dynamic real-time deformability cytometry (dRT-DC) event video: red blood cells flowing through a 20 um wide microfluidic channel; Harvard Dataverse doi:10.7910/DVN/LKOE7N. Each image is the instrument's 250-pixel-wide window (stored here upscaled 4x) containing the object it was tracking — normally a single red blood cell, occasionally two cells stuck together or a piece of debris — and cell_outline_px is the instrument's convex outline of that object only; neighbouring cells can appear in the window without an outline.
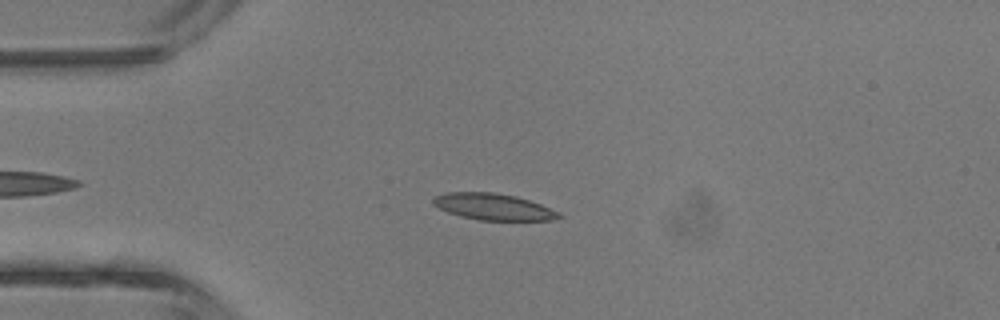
{"species": "common noctule bat (a hibernating species)", "species_latin": "Nyctalus noctula", "temperature_condition": "room temperature", "stored_images_in_passage": 39, "camera_frame_rate_fps": 3000, "um_per_image_px": 0.085, "animal": {"sex": "male", "body_mass_g": 13.3}, "frame": {"image": 1, "passage_image": 10, "time_ms": 3.0, "image_size_px": [1000, 320], "cell_outline_px": [[564, 216], [548, 220], [480, 220], [460, 216], [448, 212], [432, 204], [432, 196], [448, 192], [492, 192], [516, 196], [540, 204], [560, 212]], "centroid_in_image_um": [41.91, 17.57], "position_along_channel_um": 43.1, "area_um2": 19.36}}
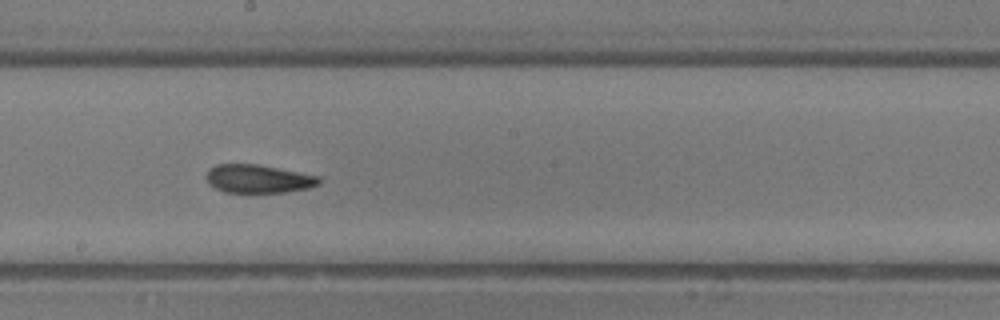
{"frame": {"image": 2, "passage_image": 23, "time_ms": 7.333, "image_size_px": [1000, 320], "cell_outline_px": [[320, 184], [308, 188], [284, 192], [224, 192], [208, 184], [204, 176], [208, 168], [216, 164], [256, 164], [320, 176]], "centroid_in_image_um": [21.9, 15.19], "position_along_channel_um": 226.3, "area_um2": 18.67}}
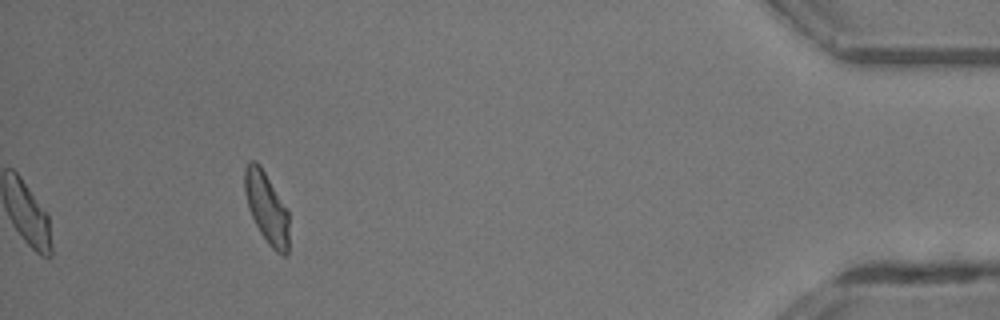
{"frame": {"image": 3, "passage_image": 39, "time_ms": 12.667, "image_size_px": [1000, 320], "cell_outline_px": [[288, 256], [284, 256], [276, 252], [268, 244], [260, 232], [248, 208], [244, 192], [244, 168], [248, 160], [256, 160], [260, 164], [288, 208]], "centroid_in_image_um": [22.66, 17.62], "position_along_channel_um": 412.5, "area_um2": 18.73}, "authors_computed_cell_mechanics": {"area_um2": 19.0162, "velocity_mm_per_s": 4.7291, "shape_relaxation_time_tau1_ms": null, "shape_relaxation_time_tau2_ms": 1.5819, "deformation_change_tau1": null, "deformation_change_tau2": 0.0846}}